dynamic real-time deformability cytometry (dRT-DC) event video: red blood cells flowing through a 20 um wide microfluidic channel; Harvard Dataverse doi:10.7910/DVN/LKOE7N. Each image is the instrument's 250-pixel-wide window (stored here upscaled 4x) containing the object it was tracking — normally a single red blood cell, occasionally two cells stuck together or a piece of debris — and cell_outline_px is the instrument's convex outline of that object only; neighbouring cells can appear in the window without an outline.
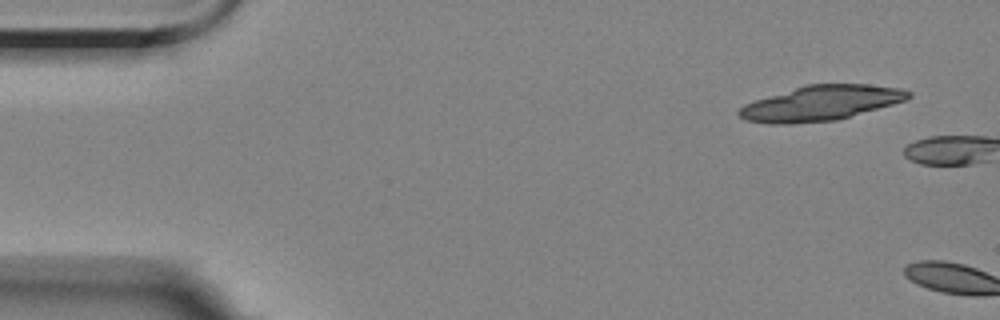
{"species": "Egyptian fruit bat (a non-hibernating species)", "species_latin": "Rousettus aegyptiacus", "temperature_condition": "room temperature", "stored_images_in_passage": 2, "camera_frame_rate_fps": 3000, "um_per_image_px": 0.085, "animal": {"sex": "female"}, "frame": {"image": 1, "passage_image": 1, "time_ms": 0.0, "image_size_px": [1000, 320], "cell_outline_px": [[912, 96], [908, 100], [836, 120], [792, 124], [772, 124], [744, 120], [736, 112], [744, 104], [756, 100], [808, 84], [868, 84], [900, 88], [912, 92]], "centroid_in_image_um": [69.8, 8.77], "position_along_channel_um": 15.2, "area_um2": 34.39}}